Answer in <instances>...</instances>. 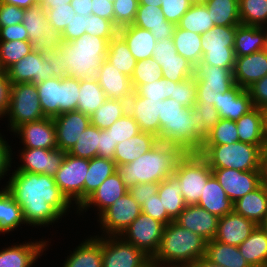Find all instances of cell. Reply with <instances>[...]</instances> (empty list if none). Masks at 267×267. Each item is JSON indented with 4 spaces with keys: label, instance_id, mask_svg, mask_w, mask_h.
I'll list each match as a JSON object with an SVG mask.
<instances>
[{
    "label": "cell",
    "instance_id": "1",
    "mask_svg": "<svg viewBox=\"0 0 267 267\" xmlns=\"http://www.w3.org/2000/svg\"><path fill=\"white\" fill-rule=\"evenodd\" d=\"M6 180L4 186L22 208L25 223L32 229L49 228L53 224L56 226L64 217L69 216L71 209L77 214V209L62 194L54 177L20 172L15 168L13 171L11 165L9 179Z\"/></svg>",
    "mask_w": 267,
    "mask_h": 267
},
{
    "label": "cell",
    "instance_id": "2",
    "mask_svg": "<svg viewBox=\"0 0 267 267\" xmlns=\"http://www.w3.org/2000/svg\"><path fill=\"white\" fill-rule=\"evenodd\" d=\"M160 142L179 146L185 153L199 152L205 134L200 130L194 109L172 98L160 101Z\"/></svg>",
    "mask_w": 267,
    "mask_h": 267
},
{
    "label": "cell",
    "instance_id": "3",
    "mask_svg": "<svg viewBox=\"0 0 267 267\" xmlns=\"http://www.w3.org/2000/svg\"><path fill=\"white\" fill-rule=\"evenodd\" d=\"M184 154L179 146L158 142L133 162L118 166L117 171L128 188L138 183H160L173 176L176 165Z\"/></svg>",
    "mask_w": 267,
    "mask_h": 267
},
{
    "label": "cell",
    "instance_id": "4",
    "mask_svg": "<svg viewBox=\"0 0 267 267\" xmlns=\"http://www.w3.org/2000/svg\"><path fill=\"white\" fill-rule=\"evenodd\" d=\"M108 41L104 38L84 34L68 42L56 41L54 48L67 68V77L90 79L106 59Z\"/></svg>",
    "mask_w": 267,
    "mask_h": 267
},
{
    "label": "cell",
    "instance_id": "5",
    "mask_svg": "<svg viewBox=\"0 0 267 267\" xmlns=\"http://www.w3.org/2000/svg\"><path fill=\"white\" fill-rule=\"evenodd\" d=\"M207 241L174 221L164 226L158 252L151 262L160 266L193 265L205 257Z\"/></svg>",
    "mask_w": 267,
    "mask_h": 267
},
{
    "label": "cell",
    "instance_id": "6",
    "mask_svg": "<svg viewBox=\"0 0 267 267\" xmlns=\"http://www.w3.org/2000/svg\"><path fill=\"white\" fill-rule=\"evenodd\" d=\"M10 84L39 83L48 78L67 76V68L57 50L36 47L6 70Z\"/></svg>",
    "mask_w": 267,
    "mask_h": 267
},
{
    "label": "cell",
    "instance_id": "7",
    "mask_svg": "<svg viewBox=\"0 0 267 267\" xmlns=\"http://www.w3.org/2000/svg\"><path fill=\"white\" fill-rule=\"evenodd\" d=\"M263 149L249 143L202 145L199 152L210 168H232L239 171L259 170Z\"/></svg>",
    "mask_w": 267,
    "mask_h": 267
},
{
    "label": "cell",
    "instance_id": "8",
    "mask_svg": "<svg viewBox=\"0 0 267 267\" xmlns=\"http://www.w3.org/2000/svg\"><path fill=\"white\" fill-rule=\"evenodd\" d=\"M212 175V169L200 153L187 152L179 159L172 177L181 188L185 204L195 205Z\"/></svg>",
    "mask_w": 267,
    "mask_h": 267
},
{
    "label": "cell",
    "instance_id": "9",
    "mask_svg": "<svg viewBox=\"0 0 267 267\" xmlns=\"http://www.w3.org/2000/svg\"><path fill=\"white\" fill-rule=\"evenodd\" d=\"M46 116L40 106L39 94L34 83H17L10 85L8 110L2 117L7 119V131L13 132L21 124L35 122Z\"/></svg>",
    "mask_w": 267,
    "mask_h": 267
},
{
    "label": "cell",
    "instance_id": "10",
    "mask_svg": "<svg viewBox=\"0 0 267 267\" xmlns=\"http://www.w3.org/2000/svg\"><path fill=\"white\" fill-rule=\"evenodd\" d=\"M236 26H216L202 34L203 58L199 65H213L233 70Z\"/></svg>",
    "mask_w": 267,
    "mask_h": 267
},
{
    "label": "cell",
    "instance_id": "11",
    "mask_svg": "<svg viewBox=\"0 0 267 267\" xmlns=\"http://www.w3.org/2000/svg\"><path fill=\"white\" fill-rule=\"evenodd\" d=\"M88 168L89 159L66 153L54 176L62 194L76 209L84 202V181Z\"/></svg>",
    "mask_w": 267,
    "mask_h": 267
},
{
    "label": "cell",
    "instance_id": "12",
    "mask_svg": "<svg viewBox=\"0 0 267 267\" xmlns=\"http://www.w3.org/2000/svg\"><path fill=\"white\" fill-rule=\"evenodd\" d=\"M141 206L129 191L117 199L98 218L99 231L95 236H120L128 226L140 215Z\"/></svg>",
    "mask_w": 267,
    "mask_h": 267
},
{
    "label": "cell",
    "instance_id": "13",
    "mask_svg": "<svg viewBox=\"0 0 267 267\" xmlns=\"http://www.w3.org/2000/svg\"><path fill=\"white\" fill-rule=\"evenodd\" d=\"M197 85L196 103H217L220 93L229 91L234 85L233 70L213 65H198L195 68Z\"/></svg>",
    "mask_w": 267,
    "mask_h": 267
},
{
    "label": "cell",
    "instance_id": "14",
    "mask_svg": "<svg viewBox=\"0 0 267 267\" xmlns=\"http://www.w3.org/2000/svg\"><path fill=\"white\" fill-rule=\"evenodd\" d=\"M164 226L162 222L141 212L120 236L152 259L158 252Z\"/></svg>",
    "mask_w": 267,
    "mask_h": 267
},
{
    "label": "cell",
    "instance_id": "15",
    "mask_svg": "<svg viewBox=\"0 0 267 267\" xmlns=\"http://www.w3.org/2000/svg\"><path fill=\"white\" fill-rule=\"evenodd\" d=\"M103 267H146L151 263L142 250L121 236H102Z\"/></svg>",
    "mask_w": 267,
    "mask_h": 267
},
{
    "label": "cell",
    "instance_id": "16",
    "mask_svg": "<svg viewBox=\"0 0 267 267\" xmlns=\"http://www.w3.org/2000/svg\"><path fill=\"white\" fill-rule=\"evenodd\" d=\"M17 151L19 155L13 152L12 147V163H17V167L15 164H12L14 165L12 166L13 168L20 172L44 174L51 177L55 176L66 155V152L58 148L49 150L41 148H20ZM13 153L18 156V158L20 157L19 163L15 162Z\"/></svg>",
    "mask_w": 267,
    "mask_h": 267
},
{
    "label": "cell",
    "instance_id": "17",
    "mask_svg": "<svg viewBox=\"0 0 267 267\" xmlns=\"http://www.w3.org/2000/svg\"><path fill=\"white\" fill-rule=\"evenodd\" d=\"M30 239V241L15 242L0 250V267H35L43 254L49 250L51 239ZM50 243V244H49ZM45 252V253H44Z\"/></svg>",
    "mask_w": 267,
    "mask_h": 267
},
{
    "label": "cell",
    "instance_id": "18",
    "mask_svg": "<svg viewBox=\"0 0 267 267\" xmlns=\"http://www.w3.org/2000/svg\"><path fill=\"white\" fill-rule=\"evenodd\" d=\"M211 169L212 174L233 203L261 185L259 170L239 171L232 168Z\"/></svg>",
    "mask_w": 267,
    "mask_h": 267
},
{
    "label": "cell",
    "instance_id": "19",
    "mask_svg": "<svg viewBox=\"0 0 267 267\" xmlns=\"http://www.w3.org/2000/svg\"><path fill=\"white\" fill-rule=\"evenodd\" d=\"M129 188L124 184L120 174L115 172L109 176L77 209L78 218L86 215L90 208L96 211L98 218L108 207H110L117 199L124 196ZM84 214V215H83Z\"/></svg>",
    "mask_w": 267,
    "mask_h": 267
},
{
    "label": "cell",
    "instance_id": "20",
    "mask_svg": "<svg viewBox=\"0 0 267 267\" xmlns=\"http://www.w3.org/2000/svg\"><path fill=\"white\" fill-rule=\"evenodd\" d=\"M20 139L19 148L56 149V131L53 118L45 117L35 122L21 124L13 132ZM22 143V144H21ZM23 145V146H22Z\"/></svg>",
    "mask_w": 267,
    "mask_h": 267
},
{
    "label": "cell",
    "instance_id": "21",
    "mask_svg": "<svg viewBox=\"0 0 267 267\" xmlns=\"http://www.w3.org/2000/svg\"><path fill=\"white\" fill-rule=\"evenodd\" d=\"M58 149L68 153L81 134L91 125L90 116L77 110L53 118Z\"/></svg>",
    "mask_w": 267,
    "mask_h": 267
},
{
    "label": "cell",
    "instance_id": "22",
    "mask_svg": "<svg viewBox=\"0 0 267 267\" xmlns=\"http://www.w3.org/2000/svg\"><path fill=\"white\" fill-rule=\"evenodd\" d=\"M95 78L107 98L128 101L134 93L131 78L117 70L106 59L96 72Z\"/></svg>",
    "mask_w": 267,
    "mask_h": 267
},
{
    "label": "cell",
    "instance_id": "23",
    "mask_svg": "<svg viewBox=\"0 0 267 267\" xmlns=\"http://www.w3.org/2000/svg\"><path fill=\"white\" fill-rule=\"evenodd\" d=\"M128 113L138 123L140 131L155 135L160 142V101L144 98L134 91L128 100Z\"/></svg>",
    "mask_w": 267,
    "mask_h": 267
},
{
    "label": "cell",
    "instance_id": "24",
    "mask_svg": "<svg viewBox=\"0 0 267 267\" xmlns=\"http://www.w3.org/2000/svg\"><path fill=\"white\" fill-rule=\"evenodd\" d=\"M218 220L216 215L195 204L186 205L174 222L210 241L216 236Z\"/></svg>",
    "mask_w": 267,
    "mask_h": 267
},
{
    "label": "cell",
    "instance_id": "25",
    "mask_svg": "<svg viewBox=\"0 0 267 267\" xmlns=\"http://www.w3.org/2000/svg\"><path fill=\"white\" fill-rule=\"evenodd\" d=\"M22 24L27 30L29 41L36 47L53 48L56 37L51 32L46 11L40 4L24 9Z\"/></svg>",
    "mask_w": 267,
    "mask_h": 267
},
{
    "label": "cell",
    "instance_id": "26",
    "mask_svg": "<svg viewBox=\"0 0 267 267\" xmlns=\"http://www.w3.org/2000/svg\"><path fill=\"white\" fill-rule=\"evenodd\" d=\"M267 75V51L261 50L250 55L236 57L233 69L235 84L247 89L254 82Z\"/></svg>",
    "mask_w": 267,
    "mask_h": 267
},
{
    "label": "cell",
    "instance_id": "27",
    "mask_svg": "<svg viewBox=\"0 0 267 267\" xmlns=\"http://www.w3.org/2000/svg\"><path fill=\"white\" fill-rule=\"evenodd\" d=\"M256 226L257 224L253 221L233 210L219 218L214 240L232 246H239L250 236Z\"/></svg>",
    "mask_w": 267,
    "mask_h": 267
},
{
    "label": "cell",
    "instance_id": "28",
    "mask_svg": "<svg viewBox=\"0 0 267 267\" xmlns=\"http://www.w3.org/2000/svg\"><path fill=\"white\" fill-rule=\"evenodd\" d=\"M214 107L220 119L237 121L254 108L249 91L235 84L229 91L220 93Z\"/></svg>",
    "mask_w": 267,
    "mask_h": 267
},
{
    "label": "cell",
    "instance_id": "29",
    "mask_svg": "<svg viewBox=\"0 0 267 267\" xmlns=\"http://www.w3.org/2000/svg\"><path fill=\"white\" fill-rule=\"evenodd\" d=\"M68 254L61 267H103L102 236H86Z\"/></svg>",
    "mask_w": 267,
    "mask_h": 267
},
{
    "label": "cell",
    "instance_id": "30",
    "mask_svg": "<svg viewBox=\"0 0 267 267\" xmlns=\"http://www.w3.org/2000/svg\"><path fill=\"white\" fill-rule=\"evenodd\" d=\"M133 25L151 31L156 41L172 38L176 28L166 20L160 7L142 4H139Z\"/></svg>",
    "mask_w": 267,
    "mask_h": 267
},
{
    "label": "cell",
    "instance_id": "31",
    "mask_svg": "<svg viewBox=\"0 0 267 267\" xmlns=\"http://www.w3.org/2000/svg\"><path fill=\"white\" fill-rule=\"evenodd\" d=\"M118 34L125 40L137 61L153 57L157 41L151 31L132 24L118 29Z\"/></svg>",
    "mask_w": 267,
    "mask_h": 267
},
{
    "label": "cell",
    "instance_id": "32",
    "mask_svg": "<svg viewBox=\"0 0 267 267\" xmlns=\"http://www.w3.org/2000/svg\"><path fill=\"white\" fill-rule=\"evenodd\" d=\"M158 142V137L155 135L141 131L129 140L122 141L116 145L114 162L117 167L122 164L131 163L154 148Z\"/></svg>",
    "mask_w": 267,
    "mask_h": 267
},
{
    "label": "cell",
    "instance_id": "33",
    "mask_svg": "<svg viewBox=\"0 0 267 267\" xmlns=\"http://www.w3.org/2000/svg\"><path fill=\"white\" fill-rule=\"evenodd\" d=\"M197 205L218 218L233 211V202L214 175L208 179Z\"/></svg>",
    "mask_w": 267,
    "mask_h": 267
},
{
    "label": "cell",
    "instance_id": "34",
    "mask_svg": "<svg viewBox=\"0 0 267 267\" xmlns=\"http://www.w3.org/2000/svg\"><path fill=\"white\" fill-rule=\"evenodd\" d=\"M233 210L255 224L261 225L267 215V189L260 185L254 191L247 193L233 203Z\"/></svg>",
    "mask_w": 267,
    "mask_h": 267
},
{
    "label": "cell",
    "instance_id": "35",
    "mask_svg": "<svg viewBox=\"0 0 267 267\" xmlns=\"http://www.w3.org/2000/svg\"><path fill=\"white\" fill-rule=\"evenodd\" d=\"M239 141L267 148V140L263 129V118L260 108H253L240 119L235 121Z\"/></svg>",
    "mask_w": 267,
    "mask_h": 267
},
{
    "label": "cell",
    "instance_id": "36",
    "mask_svg": "<svg viewBox=\"0 0 267 267\" xmlns=\"http://www.w3.org/2000/svg\"><path fill=\"white\" fill-rule=\"evenodd\" d=\"M26 225L22 208L15 201L10 191L5 187H0V234L5 235L11 232L22 230ZM20 227V228H19Z\"/></svg>",
    "mask_w": 267,
    "mask_h": 267
},
{
    "label": "cell",
    "instance_id": "37",
    "mask_svg": "<svg viewBox=\"0 0 267 267\" xmlns=\"http://www.w3.org/2000/svg\"><path fill=\"white\" fill-rule=\"evenodd\" d=\"M265 48V28L258 26H236L234 39L235 57L250 55Z\"/></svg>",
    "mask_w": 267,
    "mask_h": 267
},
{
    "label": "cell",
    "instance_id": "38",
    "mask_svg": "<svg viewBox=\"0 0 267 267\" xmlns=\"http://www.w3.org/2000/svg\"><path fill=\"white\" fill-rule=\"evenodd\" d=\"M238 249L251 267L266 265L267 231L257 225L250 236L238 246Z\"/></svg>",
    "mask_w": 267,
    "mask_h": 267
},
{
    "label": "cell",
    "instance_id": "39",
    "mask_svg": "<svg viewBox=\"0 0 267 267\" xmlns=\"http://www.w3.org/2000/svg\"><path fill=\"white\" fill-rule=\"evenodd\" d=\"M205 258L221 267H251L241 255L238 246L214 239L207 241Z\"/></svg>",
    "mask_w": 267,
    "mask_h": 267
},
{
    "label": "cell",
    "instance_id": "40",
    "mask_svg": "<svg viewBox=\"0 0 267 267\" xmlns=\"http://www.w3.org/2000/svg\"><path fill=\"white\" fill-rule=\"evenodd\" d=\"M176 51L197 67L203 58L202 35L176 26L172 37Z\"/></svg>",
    "mask_w": 267,
    "mask_h": 267
},
{
    "label": "cell",
    "instance_id": "41",
    "mask_svg": "<svg viewBox=\"0 0 267 267\" xmlns=\"http://www.w3.org/2000/svg\"><path fill=\"white\" fill-rule=\"evenodd\" d=\"M40 106L46 117L54 118L61 114V78H48L35 84Z\"/></svg>",
    "mask_w": 267,
    "mask_h": 267
},
{
    "label": "cell",
    "instance_id": "42",
    "mask_svg": "<svg viewBox=\"0 0 267 267\" xmlns=\"http://www.w3.org/2000/svg\"><path fill=\"white\" fill-rule=\"evenodd\" d=\"M114 160L94 157L89 159V168L84 181V201L111 175L117 172Z\"/></svg>",
    "mask_w": 267,
    "mask_h": 267
},
{
    "label": "cell",
    "instance_id": "43",
    "mask_svg": "<svg viewBox=\"0 0 267 267\" xmlns=\"http://www.w3.org/2000/svg\"><path fill=\"white\" fill-rule=\"evenodd\" d=\"M106 60L130 78L137 62L127 43L119 34L109 41Z\"/></svg>",
    "mask_w": 267,
    "mask_h": 267
},
{
    "label": "cell",
    "instance_id": "44",
    "mask_svg": "<svg viewBox=\"0 0 267 267\" xmlns=\"http://www.w3.org/2000/svg\"><path fill=\"white\" fill-rule=\"evenodd\" d=\"M76 110L91 116L107 99L95 77L80 80Z\"/></svg>",
    "mask_w": 267,
    "mask_h": 267
},
{
    "label": "cell",
    "instance_id": "45",
    "mask_svg": "<svg viewBox=\"0 0 267 267\" xmlns=\"http://www.w3.org/2000/svg\"><path fill=\"white\" fill-rule=\"evenodd\" d=\"M157 194L167 215L174 221L186 207L177 181L173 177L162 180L159 183Z\"/></svg>",
    "mask_w": 267,
    "mask_h": 267
},
{
    "label": "cell",
    "instance_id": "46",
    "mask_svg": "<svg viewBox=\"0 0 267 267\" xmlns=\"http://www.w3.org/2000/svg\"><path fill=\"white\" fill-rule=\"evenodd\" d=\"M204 3L216 26H238L241 24L238 0H206Z\"/></svg>",
    "mask_w": 267,
    "mask_h": 267
},
{
    "label": "cell",
    "instance_id": "47",
    "mask_svg": "<svg viewBox=\"0 0 267 267\" xmlns=\"http://www.w3.org/2000/svg\"><path fill=\"white\" fill-rule=\"evenodd\" d=\"M214 25L205 3H193L176 26L202 35Z\"/></svg>",
    "mask_w": 267,
    "mask_h": 267
},
{
    "label": "cell",
    "instance_id": "48",
    "mask_svg": "<svg viewBox=\"0 0 267 267\" xmlns=\"http://www.w3.org/2000/svg\"><path fill=\"white\" fill-rule=\"evenodd\" d=\"M128 112V101L107 98L105 102L90 116L92 126L107 129Z\"/></svg>",
    "mask_w": 267,
    "mask_h": 267
},
{
    "label": "cell",
    "instance_id": "49",
    "mask_svg": "<svg viewBox=\"0 0 267 267\" xmlns=\"http://www.w3.org/2000/svg\"><path fill=\"white\" fill-rule=\"evenodd\" d=\"M242 25L267 26V0H238Z\"/></svg>",
    "mask_w": 267,
    "mask_h": 267
},
{
    "label": "cell",
    "instance_id": "50",
    "mask_svg": "<svg viewBox=\"0 0 267 267\" xmlns=\"http://www.w3.org/2000/svg\"><path fill=\"white\" fill-rule=\"evenodd\" d=\"M36 46L29 40H14V41H0V64L4 71H6L14 63H17Z\"/></svg>",
    "mask_w": 267,
    "mask_h": 267
},
{
    "label": "cell",
    "instance_id": "51",
    "mask_svg": "<svg viewBox=\"0 0 267 267\" xmlns=\"http://www.w3.org/2000/svg\"><path fill=\"white\" fill-rule=\"evenodd\" d=\"M100 130L101 129L90 125L84 130L77 143L68 154L87 159H93L97 156L99 157Z\"/></svg>",
    "mask_w": 267,
    "mask_h": 267
},
{
    "label": "cell",
    "instance_id": "52",
    "mask_svg": "<svg viewBox=\"0 0 267 267\" xmlns=\"http://www.w3.org/2000/svg\"><path fill=\"white\" fill-rule=\"evenodd\" d=\"M239 141L235 121L220 119L219 122L205 134L202 145L233 144Z\"/></svg>",
    "mask_w": 267,
    "mask_h": 267
},
{
    "label": "cell",
    "instance_id": "53",
    "mask_svg": "<svg viewBox=\"0 0 267 267\" xmlns=\"http://www.w3.org/2000/svg\"><path fill=\"white\" fill-rule=\"evenodd\" d=\"M161 75L166 80L181 82L195 75V66L187 59L159 60Z\"/></svg>",
    "mask_w": 267,
    "mask_h": 267
},
{
    "label": "cell",
    "instance_id": "54",
    "mask_svg": "<svg viewBox=\"0 0 267 267\" xmlns=\"http://www.w3.org/2000/svg\"><path fill=\"white\" fill-rule=\"evenodd\" d=\"M162 78L161 65L153 58L138 60L131 76V83L134 91L144 84L158 81Z\"/></svg>",
    "mask_w": 267,
    "mask_h": 267
},
{
    "label": "cell",
    "instance_id": "55",
    "mask_svg": "<svg viewBox=\"0 0 267 267\" xmlns=\"http://www.w3.org/2000/svg\"><path fill=\"white\" fill-rule=\"evenodd\" d=\"M106 130L111 134L114 144L129 140L141 132L138 123L128 112Z\"/></svg>",
    "mask_w": 267,
    "mask_h": 267
},
{
    "label": "cell",
    "instance_id": "56",
    "mask_svg": "<svg viewBox=\"0 0 267 267\" xmlns=\"http://www.w3.org/2000/svg\"><path fill=\"white\" fill-rule=\"evenodd\" d=\"M45 11L51 32L56 38L63 32L75 15L70 3L65 6H54L52 9H46Z\"/></svg>",
    "mask_w": 267,
    "mask_h": 267
},
{
    "label": "cell",
    "instance_id": "57",
    "mask_svg": "<svg viewBox=\"0 0 267 267\" xmlns=\"http://www.w3.org/2000/svg\"><path fill=\"white\" fill-rule=\"evenodd\" d=\"M197 85L195 82V75L189 77L177 84H172V96L174 99L184 107L194 109L197 101Z\"/></svg>",
    "mask_w": 267,
    "mask_h": 267
},
{
    "label": "cell",
    "instance_id": "58",
    "mask_svg": "<svg viewBox=\"0 0 267 267\" xmlns=\"http://www.w3.org/2000/svg\"><path fill=\"white\" fill-rule=\"evenodd\" d=\"M79 90V79L67 76L61 79V114L76 110Z\"/></svg>",
    "mask_w": 267,
    "mask_h": 267
},
{
    "label": "cell",
    "instance_id": "59",
    "mask_svg": "<svg viewBox=\"0 0 267 267\" xmlns=\"http://www.w3.org/2000/svg\"><path fill=\"white\" fill-rule=\"evenodd\" d=\"M172 84H177L171 80L161 78L149 84L140 85L135 92L144 98L163 101L172 96Z\"/></svg>",
    "mask_w": 267,
    "mask_h": 267
},
{
    "label": "cell",
    "instance_id": "60",
    "mask_svg": "<svg viewBox=\"0 0 267 267\" xmlns=\"http://www.w3.org/2000/svg\"><path fill=\"white\" fill-rule=\"evenodd\" d=\"M138 7L139 0H115L113 3L115 26L120 29L132 25Z\"/></svg>",
    "mask_w": 267,
    "mask_h": 267
},
{
    "label": "cell",
    "instance_id": "61",
    "mask_svg": "<svg viewBox=\"0 0 267 267\" xmlns=\"http://www.w3.org/2000/svg\"><path fill=\"white\" fill-rule=\"evenodd\" d=\"M85 32L86 34L104 38L109 42L118 34V28L111 20L91 14L86 16Z\"/></svg>",
    "mask_w": 267,
    "mask_h": 267
},
{
    "label": "cell",
    "instance_id": "62",
    "mask_svg": "<svg viewBox=\"0 0 267 267\" xmlns=\"http://www.w3.org/2000/svg\"><path fill=\"white\" fill-rule=\"evenodd\" d=\"M194 112L197 116L200 130L207 134L220 120L218 110L207 103H195Z\"/></svg>",
    "mask_w": 267,
    "mask_h": 267
},
{
    "label": "cell",
    "instance_id": "63",
    "mask_svg": "<svg viewBox=\"0 0 267 267\" xmlns=\"http://www.w3.org/2000/svg\"><path fill=\"white\" fill-rule=\"evenodd\" d=\"M192 4L190 0H161L160 8L166 20L177 25Z\"/></svg>",
    "mask_w": 267,
    "mask_h": 267
},
{
    "label": "cell",
    "instance_id": "64",
    "mask_svg": "<svg viewBox=\"0 0 267 267\" xmlns=\"http://www.w3.org/2000/svg\"><path fill=\"white\" fill-rule=\"evenodd\" d=\"M141 211L162 222L164 225L173 221L167 215L158 194L152 195L149 199L144 200V204L141 206Z\"/></svg>",
    "mask_w": 267,
    "mask_h": 267
},
{
    "label": "cell",
    "instance_id": "65",
    "mask_svg": "<svg viewBox=\"0 0 267 267\" xmlns=\"http://www.w3.org/2000/svg\"><path fill=\"white\" fill-rule=\"evenodd\" d=\"M85 28L86 16L75 14L56 41H73L86 33Z\"/></svg>",
    "mask_w": 267,
    "mask_h": 267
},
{
    "label": "cell",
    "instance_id": "66",
    "mask_svg": "<svg viewBox=\"0 0 267 267\" xmlns=\"http://www.w3.org/2000/svg\"><path fill=\"white\" fill-rule=\"evenodd\" d=\"M158 64L159 60L185 59L176 51L172 38L157 41L152 57Z\"/></svg>",
    "mask_w": 267,
    "mask_h": 267
},
{
    "label": "cell",
    "instance_id": "67",
    "mask_svg": "<svg viewBox=\"0 0 267 267\" xmlns=\"http://www.w3.org/2000/svg\"><path fill=\"white\" fill-rule=\"evenodd\" d=\"M24 9L0 2V27L22 23Z\"/></svg>",
    "mask_w": 267,
    "mask_h": 267
},
{
    "label": "cell",
    "instance_id": "68",
    "mask_svg": "<svg viewBox=\"0 0 267 267\" xmlns=\"http://www.w3.org/2000/svg\"><path fill=\"white\" fill-rule=\"evenodd\" d=\"M4 133L0 131V181L9 176L10 168L12 165V143L9 144L6 140ZM11 145V146H10Z\"/></svg>",
    "mask_w": 267,
    "mask_h": 267
},
{
    "label": "cell",
    "instance_id": "69",
    "mask_svg": "<svg viewBox=\"0 0 267 267\" xmlns=\"http://www.w3.org/2000/svg\"><path fill=\"white\" fill-rule=\"evenodd\" d=\"M255 108L267 105V75L247 88Z\"/></svg>",
    "mask_w": 267,
    "mask_h": 267
},
{
    "label": "cell",
    "instance_id": "70",
    "mask_svg": "<svg viewBox=\"0 0 267 267\" xmlns=\"http://www.w3.org/2000/svg\"><path fill=\"white\" fill-rule=\"evenodd\" d=\"M158 186L159 183H138L129 188V193L138 202V204L142 206L144 204V200L157 194Z\"/></svg>",
    "mask_w": 267,
    "mask_h": 267
},
{
    "label": "cell",
    "instance_id": "71",
    "mask_svg": "<svg viewBox=\"0 0 267 267\" xmlns=\"http://www.w3.org/2000/svg\"><path fill=\"white\" fill-rule=\"evenodd\" d=\"M29 40L26 28L22 23L0 27V41Z\"/></svg>",
    "mask_w": 267,
    "mask_h": 267
},
{
    "label": "cell",
    "instance_id": "72",
    "mask_svg": "<svg viewBox=\"0 0 267 267\" xmlns=\"http://www.w3.org/2000/svg\"><path fill=\"white\" fill-rule=\"evenodd\" d=\"M116 145L111 134L106 129H101L99 136V157L114 160Z\"/></svg>",
    "mask_w": 267,
    "mask_h": 267
},
{
    "label": "cell",
    "instance_id": "73",
    "mask_svg": "<svg viewBox=\"0 0 267 267\" xmlns=\"http://www.w3.org/2000/svg\"><path fill=\"white\" fill-rule=\"evenodd\" d=\"M91 9V14L100 16L104 19L111 20L114 23V9L112 2L107 0H92Z\"/></svg>",
    "mask_w": 267,
    "mask_h": 267
},
{
    "label": "cell",
    "instance_id": "74",
    "mask_svg": "<svg viewBox=\"0 0 267 267\" xmlns=\"http://www.w3.org/2000/svg\"><path fill=\"white\" fill-rule=\"evenodd\" d=\"M10 85L7 74H0V120L8 110Z\"/></svg>",
    "mask_w": 267,
    "mask_h": 267
},
{
    "label": "cell",
    "instance_id": "75",
    "mask_svg": "<svg viewBox=\"0 0 267 267\" xmlns=\"http://www.w3.org/2000/svg\"><path fill=\"white\" fill-rule=\"evenodd\" d=\"M70 4L75 14L89 16L92 13V0H72Z\"/></svg>",
    "mask_w": 267,
    "mask_h": 267
},
{
    "label": "cell",
    "instance_id": "76",
    "mask_svg": "<svg viewBox=\"0 0 267 267\" xmlns=\"http://www.w3.org/2000/svg\"><path fill=\"white\" fill-rule=\"evenodd\" d=\"M260 184L267 189V148L263 150L260 158Z\"/></svg>",
    "mask_w": 267,
    "mask_h": 267
},
{
    "label": "cell",
    "instance_id": "77",
    "mask_svg": "<svg viewBox=\"0 0 267 267\" xmlns=\"http://www.w3.org/2000/svg\"><path fill=\"white\" fill-rule=\"evenodd\" d=\"M0 2L15 5L23 9L39 4V0H0Z\"/></svg>",
    "mask_w": 267,
    "mask_h": 267
},
{
    "label": "cell",
    "instance_id": "78",
    "mask_svg": "<svg viewBox=\"0 0 267 267\" xmlns=\"http://www.w3.org/2000/svg\"><path fill=\"white\" fill-rule=\"evenodd\" d=\"M72 0H39V4L44 10L52 9L54 6H65L71 3Z\"/></svg>",
    "mask_w": 267,
    "mask_h": 267
},
{
    "label": "cell",
    "instance_id": "79",
    "mask_svg": "<svg viewBox=\"0 0 267 267\" xmlns=\"http://www.w3.org/2000/svg\"><path fill=\"white\" fill-rule=\"evenodd\" d=\"M193 267H221V266H219L215 263H212L211 261H209L205 257H201L193 264Z\"/></svg>",
    "mask_w": 267,
    "mask_h": 267
},
{
    "label": "cell",
    "instance_id": "80",
    "mask_svg": "<svg viewBox=\"0 0 267 267\" xmlns=\"http://www.w3.org/2000/svg\"><path fill=\"white\" fill-rule=\"evenodd\" d=\"M261 112H262V118H263L264 134L267 140V105L261 108Z\"/></svg>",
    "mask_w": 267,
    "mask_h": 267
}]
</instances>
